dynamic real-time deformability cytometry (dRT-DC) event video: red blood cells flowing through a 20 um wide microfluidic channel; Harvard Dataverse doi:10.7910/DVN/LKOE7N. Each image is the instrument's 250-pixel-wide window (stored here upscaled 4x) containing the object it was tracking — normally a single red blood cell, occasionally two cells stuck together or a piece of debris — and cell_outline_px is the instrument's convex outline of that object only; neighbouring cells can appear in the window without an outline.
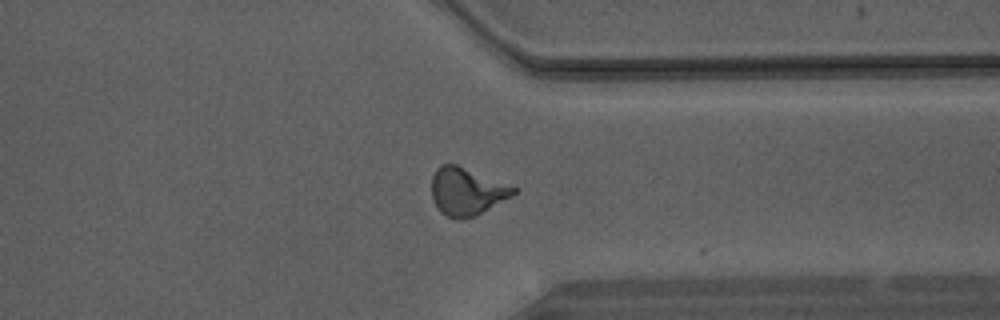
{"species": "Egyptian fruit bat (a non-hibernating species)", "species_latin": "Rousettus aegyptiacus", "temperature_condition": "warm", "stored_images_in_passage": 36, "camera_frame_rate_fps": 3000, "um_per_image_px": 0.085, "animal": {"sex": "male"}, "frame": {"image": 1, "passage_image": 35, "time_ms": 11.333, "image_size_px": [1000, 320], "cell_outline_px": [[516, 192], [512, 196], [476, 216], [460, 220], [448, 216], [440, 212], [432, 200], [432, 176], [436, 168], [440, 164], [456, 164], [516, 188]], "centroid_in_image_um": [39.63, 16.29], "position_along_channel_um": 371.8, "area_um2": 22.54}}